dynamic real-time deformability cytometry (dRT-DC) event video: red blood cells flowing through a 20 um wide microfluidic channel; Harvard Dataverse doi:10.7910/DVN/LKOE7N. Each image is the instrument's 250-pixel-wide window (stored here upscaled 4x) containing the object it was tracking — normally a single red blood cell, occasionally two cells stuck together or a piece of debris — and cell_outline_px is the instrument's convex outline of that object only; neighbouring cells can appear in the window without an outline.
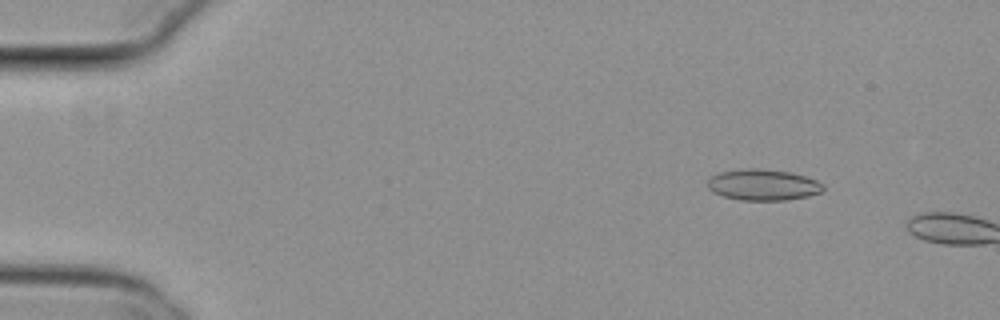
{"species": "common noctule bat (a hibernating species)", "species_latin": "Nyctalus noctula", "temperature_condition": "cold", "stored_images_in_passage": 9, "camera_frame_rate_fps": 3000, "um_per_image_px": 0.085, "animal": {"sex": "female", "body_mass_g": 29.2, "forearm_length_mm": 56.3}, "frame": {"image": 1, "passage_image": 7, "time_ms": 2.0, "image_size_px": [1000, 320], "cell_outline_px": [[824, 188], [820, 192], [808, 196], [784, 200], [740, 200], [724, 196], [712, 192], [708, 188], [708, 180], [712, 176], [720, 172], [744, 168], [756, 168], [792, 172], [816, 180], [824, 184]], "centroid_in_image_um": [64.85, 15.7], "position_along_channel_um": 20.1, "area_um2": 20.92}}